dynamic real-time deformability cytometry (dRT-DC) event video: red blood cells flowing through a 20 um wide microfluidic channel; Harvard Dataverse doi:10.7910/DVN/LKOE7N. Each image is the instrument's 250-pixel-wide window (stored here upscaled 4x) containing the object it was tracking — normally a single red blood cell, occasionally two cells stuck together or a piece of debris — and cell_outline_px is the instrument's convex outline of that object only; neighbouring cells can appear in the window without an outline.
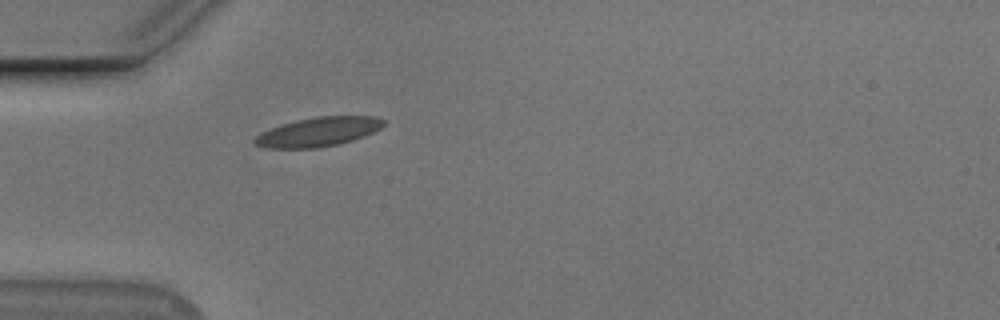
{"species": "Egyptian fruit bat (a non-hibernating species)", "species_latin": "Rousettus aegyptiacus", "temperature_condition": "cold", "stored_images_in_passage": 40, "camera_frame_rate_fps": 3000, "um_per_image_px": 0.085, "animal": {"sex": "male"}, "frame": {"image": 1, "passage_image": 1, "time_ms": 0.0, "image_size_px": [1000, 320], "cell_outline_px": [[384, 124], [380, 128], [364, 136], [340, 144], [316, 148], [264, 148], [256, 144], [252, 140], [256, 136], [272, 128], [296, 120], [316, 116], [376, 116], [384, 120]], "centroid_in_image_um": [27.07, 11.21], "position_along_channel_um": 57.9, "area_um2": 21.73}}
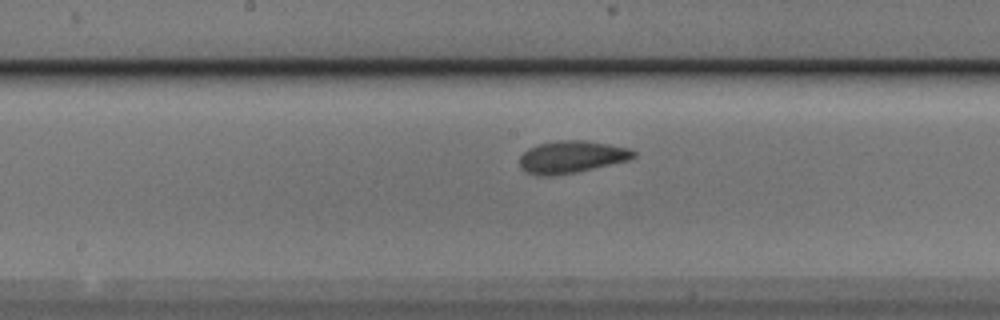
{"frame": {"image": 2, "passage_image": 13, "time_ms": 4.0, "image_size_px": [1000, 320], "cell_outline_px": [[636, 156], [628, 160], [576, 172], [548, 176], [536, 176], [520, 168], [520, 156], [528, 148], [536, 144], [560, 140], [584, 140], [628, 148], [636, 152]], "centroid_in_image_um": [48.54, 13.34], "position_along_channel_um": 199.7, "area_um2": 21.27}}
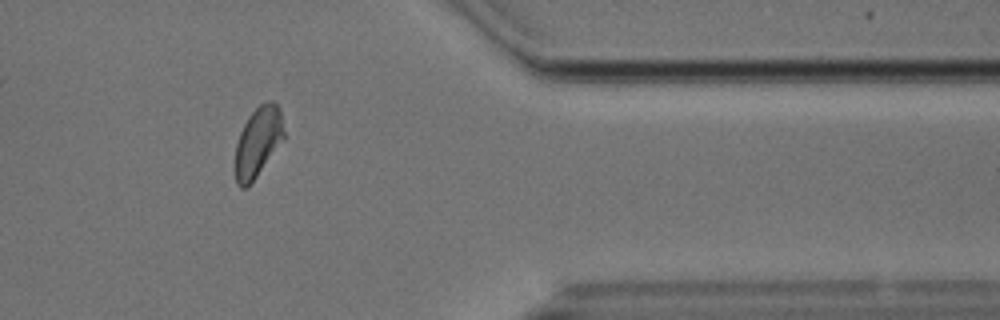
{"frame": {"image": 3, "passage_image": 30, "time_ms": 9.667, "image_size_px": [1000, 320], "cell_outline_px": [[284, 136], [248, 188], [240, 188], [236, 184], [236, 144], [240, 132], [248, 116], [260, 104], [268, 100], [272, 100], [280, 108], [284, 132]], "centroid_in_image_um": [21.91, 12.04], "position_along_channel_um": 389.5, "area_um2": 19.42}, "authors_computed_cell_mechanics": {"area_um2": 20.4034, "velocity_mm_per_s": 3.6874, "shape_relaxation_time_tau1_ms": 4.0631, "shape_relaxation_time_tau2_ms": 1.2556, "deformation_change_tau1": 0.111, "deformation_change_tau2": 0.0726}}